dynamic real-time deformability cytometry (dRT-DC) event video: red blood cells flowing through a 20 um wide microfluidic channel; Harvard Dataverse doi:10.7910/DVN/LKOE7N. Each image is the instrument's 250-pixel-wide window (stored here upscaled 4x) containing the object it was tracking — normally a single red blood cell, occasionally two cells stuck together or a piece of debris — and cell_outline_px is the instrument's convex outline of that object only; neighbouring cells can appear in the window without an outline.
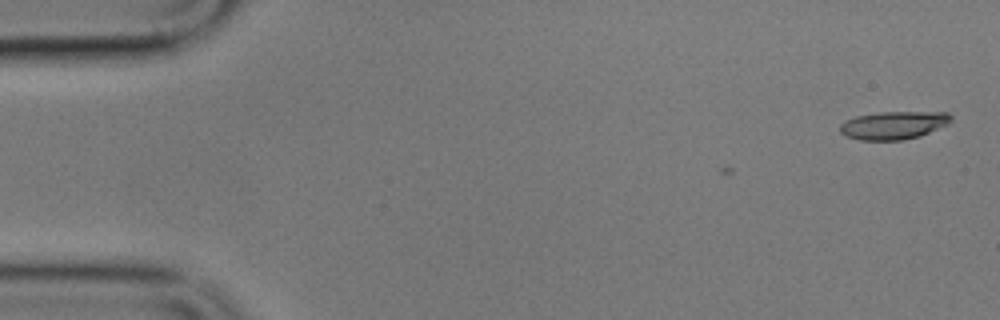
{"species": "common noctule bat (a hibernating species)", "species_latin": "Nyctalus noctula", "temperature_condition": "cold", "stored_images_in_passage": 2, "camera_frame_rate_fps": 3000, "um_per_image_px": 0.085, "animal": {"sex": "male", "body_mass_g": 17.9}, "frame": {"image": 1, "passage_image": 2, "time_ms": 1.333, "image_size_px": [1000, 320], "cell_outline_px": [[952, 120], [948, 124], [920, 136], [900, 140], [860, 140], [844, 136], [840, 132], [840, 124], [844, 120], [856, 116], [880, 112], [948, 112], [952, 116]], "centroid_in_image_um": [75.94, 10.64], "position_along_channel_um": 9.1, "area_um2": 18.21}}